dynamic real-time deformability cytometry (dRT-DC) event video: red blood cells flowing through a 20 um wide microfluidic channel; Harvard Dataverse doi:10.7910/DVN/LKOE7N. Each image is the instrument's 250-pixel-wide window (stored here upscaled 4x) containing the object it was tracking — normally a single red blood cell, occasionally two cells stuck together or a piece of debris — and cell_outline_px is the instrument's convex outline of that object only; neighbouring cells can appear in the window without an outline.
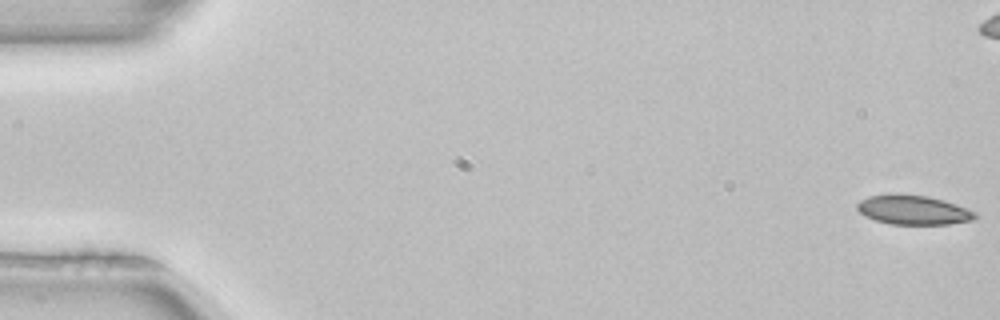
{"species": "common noctule bat (a hibernating species)", "species_latin": "Nyctalus noctula", "temperature_condition": "room temperature", "stored_images_in_passage": 52, "camera_frame_rate_fps": 3000, "um_per_image_px": 0.085, "animal": {"sex": "female", "body_mass_g": 22.7, "forearm_length_mm": 54.2}, "frame": {"image": 1, "passage_image": 1, "time_ms": 0.0, "image_size_px": [1000, 320], "cell_outline_px": [[980, 216], [972, 220], [948, 224], [888, 224], [864, 216], [856, 208], [856, 204], [860, 200], [868, 196], [896, 192], [928, 196], [944, 200], [956, 204], [976, 212]], "centroid_in_image_um": [77.6, 17.82], "position_along_channel_um": 7.4, "area_um2": 20.58}}